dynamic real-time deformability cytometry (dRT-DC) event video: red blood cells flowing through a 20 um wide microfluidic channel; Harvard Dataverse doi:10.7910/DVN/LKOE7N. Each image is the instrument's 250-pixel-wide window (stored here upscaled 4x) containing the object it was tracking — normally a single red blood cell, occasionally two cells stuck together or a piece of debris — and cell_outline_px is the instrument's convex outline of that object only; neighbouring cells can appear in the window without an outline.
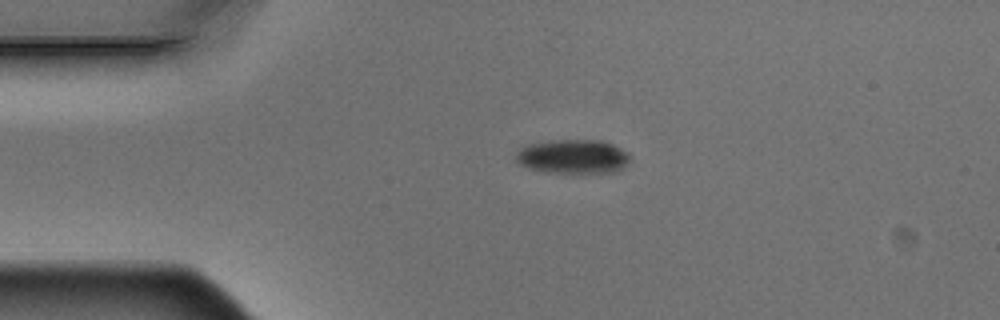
{"species": "Egyptian fruit bat (a non-hibernating species)", "species_latin": "Rousettus aegyptiacus", "temperature_condition": "warm", "stored_images_in_passage": 4, "camera_frame_rate_fps": 3000, "um_per_image_px": 0.085, "animal": {"sex": "male"}, "frame": {"image": 1, "passage_image": 3, "time_ms": 0.667, "image_size_px": [1000, 320], "cell_outline_px": [[632, 156], [628, 164], [620, 172], [544, 172], [528, 168], [520, 164], [516, 160], [516, 152], [520, 148], [528, 144], [552, 140], [600, 140], [612, 144], [628, 152]], "centroid_in_image_um": [48.74, 13.31], "position_along_channel_um": 36.3, "area_um2": 22.89}}